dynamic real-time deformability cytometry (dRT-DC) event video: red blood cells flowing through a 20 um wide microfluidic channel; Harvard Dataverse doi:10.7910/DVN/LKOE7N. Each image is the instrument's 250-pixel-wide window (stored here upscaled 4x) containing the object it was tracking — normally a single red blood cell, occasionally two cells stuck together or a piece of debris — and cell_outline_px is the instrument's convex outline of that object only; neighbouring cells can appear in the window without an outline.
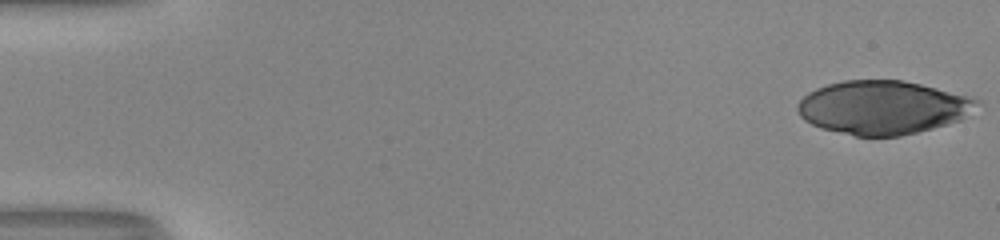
{"species": "human", "species_latin": "Homo sapiens", "temperature_condition": "room temperature", "stored_images_in_passage": 51, "camera_frame_rate_fps": 3000, "um_per_image_px": 0.085, "donor": {"sex": "male"}, "frame": {"image": 1, "passage_image": 1, "time_ms": 0.0, "image_size_px": [1000, 240], "cell_outline_px": [[984, 104], [960, 120], [932, 128], [900, 136], [856, 136], [820, 128], [804, 120], [800, 116], [796, 108], [796, 104], [808, 92], [816, 88], [828, 84], [844, 80], [904, 80], [968, 96], [980, 100]], "centroid_in_image_um": [75.04, 9.13], "position_along_channel_um": 10.0, "area_um2": 56.12}}